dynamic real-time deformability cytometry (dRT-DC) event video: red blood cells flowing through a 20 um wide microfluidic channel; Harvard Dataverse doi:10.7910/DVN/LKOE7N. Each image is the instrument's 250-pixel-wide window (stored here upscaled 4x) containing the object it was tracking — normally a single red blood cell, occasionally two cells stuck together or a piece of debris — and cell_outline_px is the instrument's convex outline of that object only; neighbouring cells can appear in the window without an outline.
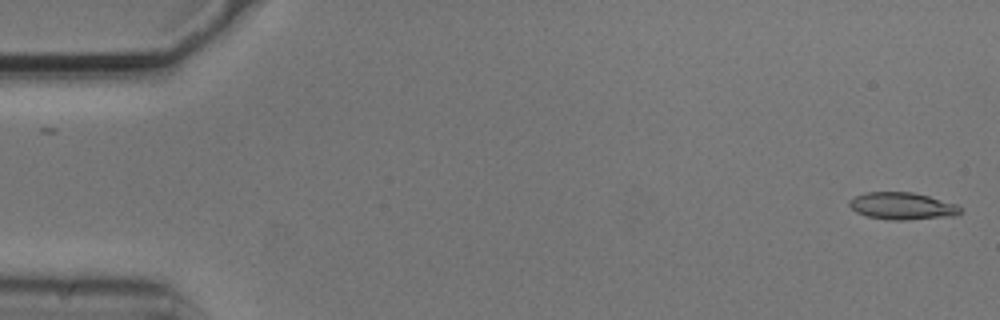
{"species": "common noctule bat (a hibernating species)", "species_latin": "Nyctalus noctula", "temperature_condition": "cold", "stored_images_in_passage": 54, "camera_frame_rate_fps": 3000, "um_per_image_px": 0.085, "animal": {"sex": "male", "body_mass_g": 20.5, "forearm_length_mm": 52.5}, "frame": {"image": 1, "passage_image": 1, "time_ms": 0.0, "image_size_px": [1000, 320], "cell_outline_px": [[964, 212], [956, 216], [908, 220], [888, 220], [868, 216], [856, 212], [848, 204], [848, 200], [864, 192], [912, 192], [928, 196], [956, 204], [964, 208]], "centroid_in_image_um": [76.73, 17.52], "position_along_channel_um": 8.3, "area_um2": 17.8}}
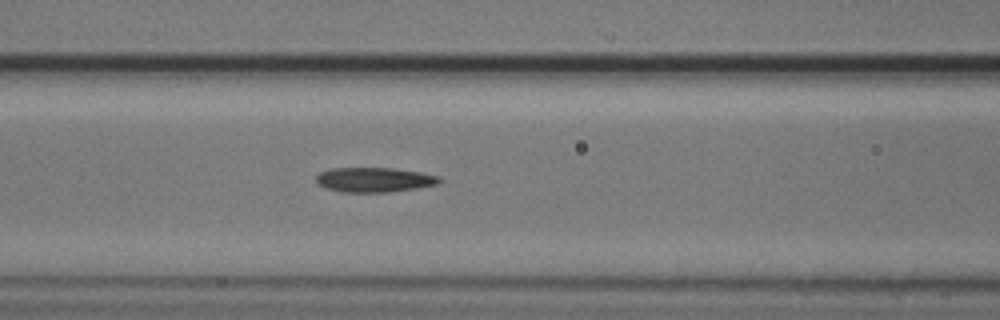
{"frame": {"image": 2, "passage_image": 22, "time_ms": 7.0, "image_size_px": [1000, 320], "cell_outline_px": [[444, 180], [440, 184], [416, 188], [388, 192], [344, 192], [324, 188], [316, 184], [316, 176], [320, 172], [332, 168], [392, 168], [420, 172], [440, 176]], "centroid_in_image_um": [31.83, 15.28], "position_along_channel_um": 134.8, "area_um2": 17.92}}
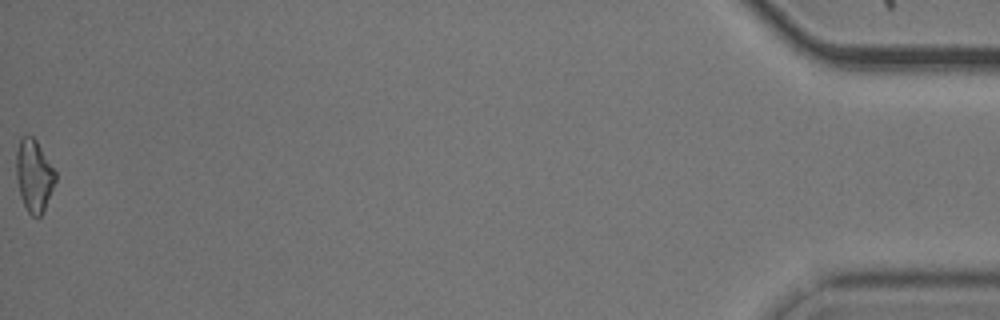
{"frame": {"image": 3, "passage_image": 54, "time_ms": 17.667, "image_size_px": [1000, 320], "cell_outline_px": [[56, 180], [44, 212], [40, 216], [32, 216], [28, 212], [20, 196], [16, 180], [16, 152], [20, 140], [24, 136], [32, 136], [36, 140], [56, 172]], "centroid_in_image_um": [2.89, 14.95], "position_along_channel_um": 432.3, "area_um2": 16.47}, "authors_computed_cell_mechanics": {"area_um2": 17.3689, "velocity_mm_per_s": 3.7251, "shape_relaxation_time_tau1_ms": 5.9791, "shape_relaxation_time_tau2_ms": 5.9503, "deformation_change_tau1": 0.1383, "deformation_change_tau2": 0.1638}}